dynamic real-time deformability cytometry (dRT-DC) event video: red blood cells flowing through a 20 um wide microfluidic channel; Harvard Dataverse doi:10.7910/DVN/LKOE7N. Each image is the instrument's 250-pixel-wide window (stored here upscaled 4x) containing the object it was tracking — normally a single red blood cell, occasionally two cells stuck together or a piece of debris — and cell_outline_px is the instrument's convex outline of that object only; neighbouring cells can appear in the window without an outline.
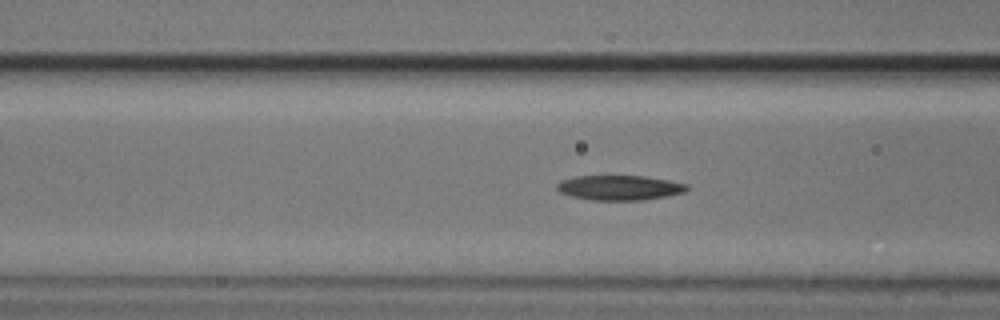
{"species": "common noctule bat (a hibernating species)", "species_latin": "Nyctalus noctula", "temperature_condition": "cold", "stored_images_in_passage": 27, "camera_frame_rate_fps": 3000, "um_per_image_px": 0.085, "animal": {"sex": "male", "body_mass_g": 20.5, "forearm_length_mm": 52.5}, "frame": {"image": 1, "passage_image": 4, "time_ms": 1.0, "image_size_px": [1000, 320], "cell_outline_px": [[688, 188], [684, 192], [644, 200], [592, 200], [572, 196], [560, 192], [556, 188], [556, 184], [560, 180], [576, 176], [644, 176], [668, 180], [688, 184]], "centroid_in_image_um": [52.63, 15.95], "position_along_channel_um": 114.0, "area_um2": 18.73}}
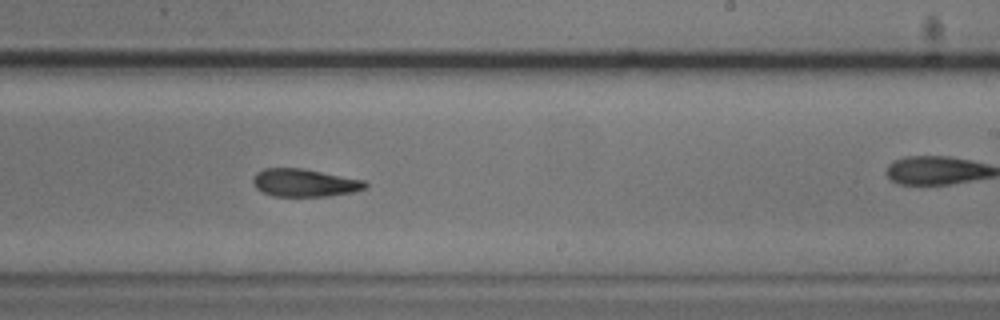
{"frame": {"image": 2, "passage_image": 16, "time_ms": 5.0, "image_size_px": [1000, 320], "cell_outline_px": [[368, 188], [356, 192], [328, 196], [272, 196], [256, 188], [252, 180], [256, 172], [264, 168], [300, 168], [364, 180], [368, 184]], "centroid_in_image_um": [25.91, 15.54], "position_along_channel_um": 263.1, "area_um2": 18.21}}
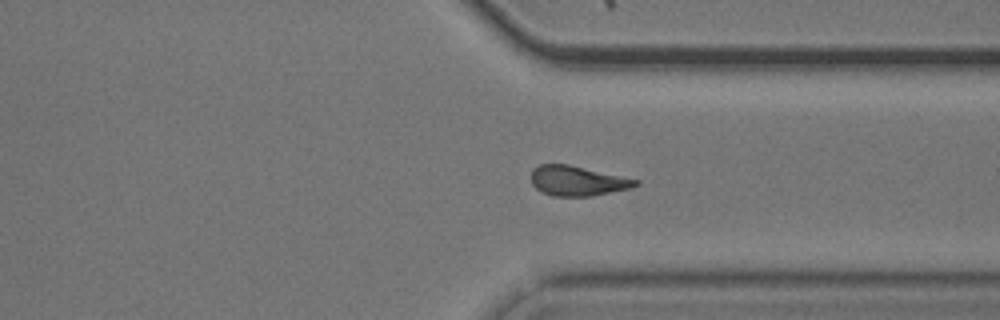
{"frame": {"image": 3, "passage_image": 24, "time_ms": 7.667, "image_size_px": [1000, 320], "cell_outline_px": [[640, 184], [632, 188], [592, 196], [552, 196], [536, 188], [532, 184], [532, 168], [540, 164], [568, 164], [640, 180]], "centroid_in_image_um": [49.11, 15.37], "position_along_channel_um": 362.3, "area_um2": 18.21}}